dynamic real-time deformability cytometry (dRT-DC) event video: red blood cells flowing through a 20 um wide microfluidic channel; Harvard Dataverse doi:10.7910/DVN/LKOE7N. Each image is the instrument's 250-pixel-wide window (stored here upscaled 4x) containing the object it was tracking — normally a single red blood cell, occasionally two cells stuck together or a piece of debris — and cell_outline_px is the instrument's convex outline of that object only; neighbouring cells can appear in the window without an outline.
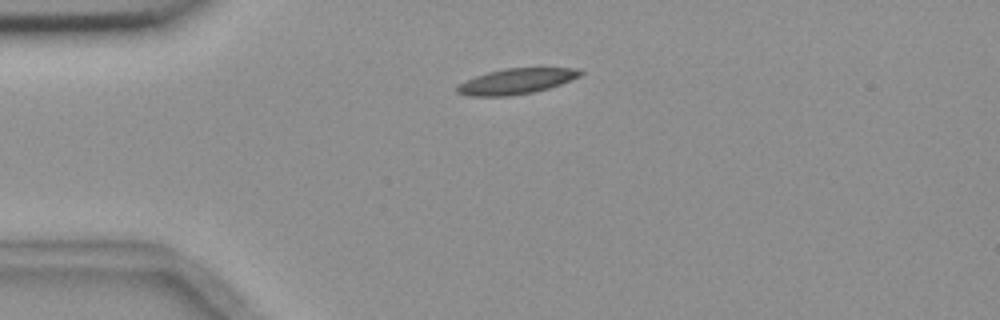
{"species": "common noctule bat (a hibernating species)", "species_latin": "Nyctalus noctula", "temperature_condition": "room temperature", "stored_images_in_passage": 2, "camera_frame_rate_fps": 3000, "um_per_image_px": 0.085, "animal": {"sex": "female", "body_mass_g": 18.4}, "frame": {"image": 1, "passage_image": 1, "time_ms": 0.0, "image_size_px": [1000, 320], "cell_outline_px": [[584, 72], [580, 76], [560, 84], [548, 88], [532, 92], [508, 96], [468, 96], [456, 92], [456, 88], [460, 84], [476, 76], [488, 72], [504, 68], [580, 68]], "centroid_in_image_um": [43.9, 6.9], "position_along_channel_um": 41.1, "area_um2": 18.15}}